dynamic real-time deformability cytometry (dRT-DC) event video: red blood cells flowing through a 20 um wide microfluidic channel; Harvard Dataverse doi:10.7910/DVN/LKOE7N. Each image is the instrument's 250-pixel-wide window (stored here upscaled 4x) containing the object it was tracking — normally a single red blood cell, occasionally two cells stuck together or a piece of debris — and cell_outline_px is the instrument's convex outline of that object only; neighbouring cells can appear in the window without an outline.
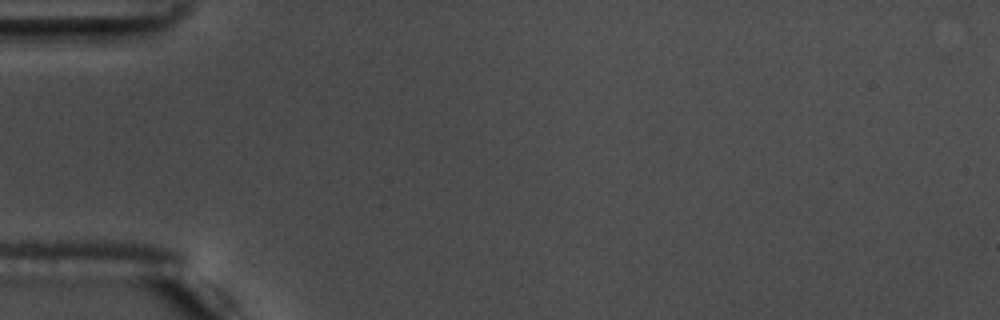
{"species": "common noctule bat (a hibernating species)", "species_latin": "Nyctalus noctula", "temperature_condition": "warm", "stored_images_in_passage": 3, "camera_frame_rate_fps": 3000, "um_per_image_px": 0.085, "animal": {"sex": "male", "body_mass_g": 17.5, "forearm_length_mm": 52.3}, "frame": {"image": 1, "passage_image": 1, "time_ms": 0.0, "image_size_px": [1000, 320], "cell_outline_px": [[164, 24], [128, 48], [36, 48], [40, 28], [156, 24]], "centroid_in_image_um": [7.99, 3.09], "position_along_channel_um": 77.0, "area_um2": 16.99}}